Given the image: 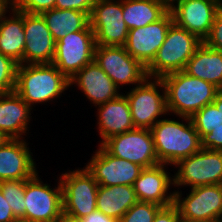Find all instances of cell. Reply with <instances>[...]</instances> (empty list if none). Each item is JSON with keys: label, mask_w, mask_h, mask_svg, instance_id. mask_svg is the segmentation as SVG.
I'll return each mask as SVG.
<instances>
[{"label": "cell", "mask_w": 222, "mask_h": 222, "mask_svg": "<svg viewBox=\"0 0 222 222\" xmlns=\"http://www.w3.org/2000/svg\"><path fill=\"white\" fill-rule=\"evenodd\" d=\"M186 123L160 119L151 129L154 148L160 164L175 165L202 149L201 138L189 117Z\"/></svg>", "instance_id": "1"}, {"label": "cell", "mask_w": 222, "mask_h": 222, "mask_svg": "<svg viewBox=\"0 0 222 222\" xmlns=\"http://www.w3.org/2000/svg\"><path fill=\"white\" fill-rule=\"evenodd\" d=\"M69 79L53 63L19 64L15 92L32 108L46 103L69 89Z\"/></svg>", "instance_id": "2"}, {"label": "cell", "mask_w": 222, "mask_h": 222, "mask_svg": "<svg viewBox=\"0 0 222 222\" xmlns=\"http://www.w3.org/2000/svg\"><path fill=\"white\" fill-rule=\"evenodd\" d=\"M166 89L167 110L178 117L191 118L204 106L213 103L218 88L184 71L161 78Z\"/></svg>", "instance_id": "3"}, {"label": "cell", "mask_w": 222, "mask_h": 222, "mask_svg": "<svg viewBox=\"0 0 222 222\" xmlns=\"http://www.w3.org/2000/svg\"><path fill=\"white\" fill-rule=\"evenodd\" d=\"M202 43L196 35L173 23L156 56L146 67L148 78L161 79L167 74L183 71L188 60Z\"/></svg>", "instance_id": "4"}, {"label": "cell", "mask_w": 222, "mask_h": 222, "mask_svg": "<svg viewBox=\"0 0 222 222\" xmlns=\"http://www.w3.org/2000/svg\"><path fill=\"white\" fill-rule=\"evenodd\" d=\"M125 96L135 128L151 129L160 120L158 117L168 113L165 85L159 78H147Z\"/></svg>", "instance_id": "5"}, {"label": "cell", "mask_w": 222, "mask_h": 222, "mask_svg": "<svg viewBox=\"0 0 222 222\" xmlns=\"http://www.w3.org/2000/svg\"><path fill=\"white\" fill-rule=\"evenodd\" d=\"M59 179L62 186L63 213L82 219L97 210L99 184L86 168L63 173Z\"/></svg>", "instance_id": "6"}, {"label": "cell", "mask_w": 222, "mask_h": 222, "mask_svg": "<svg viewBox=\"0 0 222 222\" xmlns=\"http://www.w3.org/2000/svg\"><path fill=\"white\" fill-rule=\"evenodd\" d=\"M95 35L90 24L84 29L66 34L56 42L52 63L68 79L94 60Z\"/></svg>", "instance_id": "7"}, {"label": "cell", "mask_w": 222, "mask_h": 222, "mask_svg": "<svg viewBox=\"0 0 222 222\" xmlns=\"http://www.w3.org/2000/svg\"><path fill=\"white\" fill-rule=\"evenodd\" d=\"M174 186L190 188L222 184V151L201 149L175 164Z\"/></svg>", "instance_id": "8"}, {"label": "cell", "mask_w": 222, "mask_h": 222, "mask_svg": "<svg viewBox=\"0 0 222 222\" xmlns=\"http://www.w3.org/2000/svg\"><path fill=\"white\" fill-rule=\"evenodd\" d=\"M122 12L123 0H95L89 19L96 45L124 46L126 44L129 29Z\"/></svg>", "instance_id": "9"}, {"label": "cell", "mask_w": 222, "mask_h": 222, "mask_svg": "<svg viewBox=\"0 0 222 222\" xmlns=\"http://www.w3.org/2000/svg\"><path fill=\"white\" fill-rule=\"evenodd\" d=\"M94 61L118 88L124 84L137 86L148 78L146 67L133 58L124 46L96 45Z\"/></svg>", "instance_id": "10"}, {"label": "cell", "mask_w": 222, "mask_h": 222, "mask_svg": "<svg viewBox=\"0 0 222 222\" xmlns=\"http://www.w3.org/2000/svg\"><path fill=\"white\" fill-rule=\"evenodd\" d=\"M39 179L38 172L26 179L25 187V221L57 222L63 213L62 186L50 188Z\"/></svg>", "instance_id": "11"}, {"label": "cell", "mask_w": 222, "mask_h": 222, "mask_svg": "<svg viewBox=\"0 0 222 222\" xmlns=\"http://www.w3.org/2000/svg\"><path fill=\"white\" fill-rule=\"evenodd\" d=\"M174 204L180 217L195 222H220L222 219V184L191 188L186 198L174 192Z\"/></svg>", "instance_id": "12"}, {"label": "cell", "mask_w": 222, "mask_h": 222, "mask_svg": "<svg viewBox=\"0 0 222 222\" xmlns=\"http://www.w3.org/2000/svg\"><path fill=\"white\" fill-rule=\"evenodd\" d=\"M102 146L113 156L143 168L159 165L150 129L135 128L107 139Z\"/></svg>", "instance_id": "13"}, {"label": "cell", "mask_w": 222, "mask_h": 222, "mask_svg": "<svg viewBox=\"0 0 222 222\" xmlns=\"http://www.w3.org/2000/svg\"><path fill=\"white\" fill-rule=\"evenodd\" d=\"M222 9V0H181L173 5V23L204 41L210 34L214 18Z\"/></svg>", "instance_id": "14"}, {"label": "cell", "mask_w": 222, "mask_h": 222, "mask_svg": "<svg viewBox=\"0 0 222 222\" xmlns=\"http://www.w3.org/2000/svg\"><path fill=\"white\" fill-rule=\"evenodd\" d=\"M98 147L85 168L99 186H133L144 168L111 155L102 145Z\"/></svg>", "instance_id": "15"}, {"label": "cell", "mask_w": 222, "mask_h": 222, "mask_svg": "<svg viewBox=\"0 0 222 222\" xmlns=\"http://www.w3.org/2000/svg\"><path fill=\"white\" fill-rule=\"evenodd\" d=\"M172 24L173 18L168 11L156 22L129 30L127 42L124 45L126 51L147 67L162 46Z\"/></svg>", "instance_id": "16"}, {"label": "cell", "mask_w": 222, "mask_h": 222, "mask_svg": "<svg viewBox=\"0 0 222 222\" xmlns=\"http://www.w3.org/2000/svg\"><path fill=\"white\" fill-rule=\"evenodd\" d=\"M24 32L23 64L52 63L56 41L42 15L24 12Z\"/></svg>", "instance_id": "17"}, {"label": "cell", "mask_w": 222, "mask_h": 222, "mask_svg": "<svg viewBox=\"0 0 222 222\" xmlns=\"http://www.w3.org/2000/svg\"><path fill=\"white\" fill-rule=\"evenodd\" d=\"M31 154L23 139H8L0 147V182L33 177L38 171Z\"/></svg>", "instance_id": "18"}, {"label": "cell", "mask_w": 222, "mask_h": 222, "mask_svg": "<svg viewBox=\"0 0 222 222\" xmlns=\"http://www.w3.org/2000/svg\"><path fill=\"white\" fill-rule=\"evenodd\" d=\"M166 164H159L151 168H144L133 184V189L140 202H152L162 207L174 203V192L168 194L170 185H174V178L165 171Z\"/></svg>", "instance_id": "19"}, {"label": "cell", "mask_w": 222, "mask_h": 222, "mask_svg": "<svg viewBox=\"0 0 222 222\" xmlns=\"http://www.w3.org/2000/svg\"><path fill=\"white\" fill-rule=\"evenodd\" d=\"M69 83L70 87L76 84L95 107L120 95L119 88L94 60L70 78Z\"/></svg>", "instance_id": "20"}, {"label": "cell", "mask_w": 222, "mask_h": 222, "mask_svg": "<svg viewBox=\"0 0 222 222\" xmlns=\"http://www.w3.org/2000/svg\"><path fill=\"white\" fill-rule=\"evenodd\" d=\"M96 116H98V131L102 139L100 145L114 135L135 129L125 95L120 94L117 98L99 105Z\"/></svg>", "instance_id": "21"}, {"label": "cell", "mask_w": 222, "mask_h": 222, "mask_svg": "<svg viewBox=\"0 0 222 222\" xmlns=\"http://www.w3.org/2000/svg\"><path fill=\"white\" fill-rule=\"evenodd\" d=\"M31 110L15 91L0 94V132L8 139H21L29 128Z\"/></svg>", "instance_id": "22"}, {"label": "cell", "mask_w": 222, "mask_h": 222, "mask_svg": "<svg viewBox=\"0 0 222 222\" xmlns=\"http://www.w3.org/2000/svg\"><path fill=\"white\" fill-rule=\"evenodd\" d=\"M183 71L219 88L222 84V52L203 42L188 60Z\"/></svg>", "instance_id": "23"}, {"label": "cell", "mask_w": 222, "mask_h": 222, "mask_svg": "<svg viewBox=\"0 0 222 222\" xmlns=\"http://www.w3.org/2000/svg\"><path fill=\"white\" fill-rule=\"evenodd\" d=\"M13 16L0 21V53L11 58L18 65L23 64L25 47L24 12L15 6Z\"/></svg>", "instance_id": "24"}, {"label": "cell", "mask_w": 222, "mask_h": 222, "mask_svg": "<svg viewBox=\"0 0 222 222\" xmlns=\"http://www.w3.org/2000/svg\"><path fill=\"white\" fill-rule=\"evenodd\" d=\"M137 202L133 186H99L98 188L97 210L117 220H120Z\"/></svg>", "instance_id": "25"}, {"label": "cell", "mask_w": 222, "mask_h": 222, "mask_svg": "<svg viewBox=\"0 0 222 222\" xmlns=\"http://www.w3.org/2000/svg\"><path fill=\"white\" fill-rule=\"evenodd\" d=\"M41 15L56 42L68 33L84 30L90 24L86 13L72 9L54 8Z\"/></svg>", "instance_id": "26"}, {"label": "cell", "mask_w": 222, "mask_h": 222, "mask_svg": "<svg viewBox=\"0 0 222 222\" xmlns=\"http://www.w3.org/2000/svg\"><path fill=\"white\" fill-rule=\"evenodd\" d=\"M169 9L157 0H123V19L129 30L161 19Z\"/></svg>", "instance_id": "27"}, {"label": "cell", "mask_w": 222, "mask_h": 222, "mask_svg": "<svg viewBox=\"0 0 222 222\" xmlns=\"http://www.w3.org/2000/svg\"><path fill=\"white\" fill-rule=\"evenodd\" d=\"M26 180H5L0 182V189L13 215L17 220L25 221L26 206L25 203Z\"/></svg>", "instance_id": "28"}, {"label": "cell", "mask_w": 222, "mask_h": 222, "mask_svg": "<svg viewBox=\"0 0 222 222\" xmlns=\"http://www.w3.org/2000/svg\"><path fill=\"white\" fill-rule=\"evenodd\" d=\"M190 119L200 138L222 124V114L220 109H218L214 103L204 106Z\"/></svg>", "instance_id": "29"}, {"label": "cell", "mask_w": 222, "mask_h": 222, "mask_svg": "<svg viewBox=\"0 0 222 222\" xmlns=\"http://www.w3.org/2000/svg\"><path fill=\"white\" fill-rule=\"evenodd\" d=\"M161 207L156 203L138 201L120 218L119 222H153Z\"/></svg>", "instance_id": "30"}, {"label": "cell", "mask_w": 222, "mask_h": 222, "mask_svg": "<svg viewBox=\"0 0 222 222\" xmlns=\"http://www.w3.org/2000/svg\"><path fill=\"white\" fill-rule=\"evenodd\" d=\"M17 66L11 58L0 53V94L15 91Z\"/></svg>", "instance_id": "31"}, {"label": "cell", "mask_w": 222, "mask_h": 222, "mask_svg": "<svg viewBox=\"0 0 222 222\" xmlns=\"http://www.w3.org/2000/svg\"><path fill=\"white\" fill-rule=\"evenodd\" d=\"M15 7L25 13L42 14L55 8V0H14Z\"/></svg>", "instance_id": "32"}, {"label": "cell", "mask_w": 222, "mask_h": 222, "mask_svg": "<svg viewBox=\"0 0 222 222\" xmlns=\"http://www.w3.org/2000/svg\"><path fill=\"white\" fill-rule=\"evenodd\" d=\"M203 42L208 47L222 52V9L216 14L210 34Z\"/></svg>", "instance_id": "33"}, {"label": "cell", "mask_w": 222, "mask_h": 222, "mask_svg": "<svg viewBox=\"0 0 222 222\" xmlns=\"http://www.w3.org/2000/svg\"><path fill=\"white\" fill-rule=\"evenodd\" d=\"M95 0H55V8L72 9L91 15Z\"/></svg>", "instance_id": "34"}, {"label": "cell", "mask_w": 222, "mask_h": 222, "mask_svg": "<svg viewBox=\"0 0 222 222\" xmlns=\"http://www.w3.org/2000/svg\"><path fill=\"white\" fill-rule=\"evenodd\" d=\"M203 149L222 151V124L201 138Z\"/></svg>", "instance_id": "35"}, {"label": "cell", "mask_w": 222, "mask_h": 222, "mask_svg": "<svg viewBox=\"0 0 222 222\" xmlns=\"http://www.w3.org/2000/svg\"><path fill=\"white\" fill-rule=\"evenodd\" d=\"M180 219V213L177 206L172 205L161 207L153 220V222H178Z\"/></svg>", "instance_id": "36"}, {"label": "cell", "mask_w": 222, "mask_h": 222, "mask_svg": "<svg viewBox=\"0 0 222 222\" xmlns=\"http://www.w3.org/2000/svg\"><path fill=\"white\" fill-rule=\"evenodd\" d=\"M18 220L14 217L9 203L4 198L0 189V222H17Z\"/></svg>", "instance_id": "37"}, {"label": "cell", "mask_w": 222, "mask_h": 222, "mask_svg": "<svg viewBox=\"0 0 222 222\" xmlns=\"http://www.w3.org/2000/svg\"><path fill=\"white\" fill-rule=\"evenodd\" d=\"M84 222H119V220L106 216L99 210H95L89 215L82 218Z\"/></svg>", "instance_id": "38"}, {"label": "cell", "mask_w": 222, "mask_h": 222, "mask_svg": "<svg viewBox=\"0 0 222 222\" xmlns=\"http://www.w3.org/2000/svg\"><path fill=\"white\" fill-rule=\"evenodd\" d=\"M14 6V0H0V21L6 16L8 9L12 10Z\"/></svg>", "instance_id": "39"}, {"label": "cell", "mask_w": 222, "mask_h": 222, "mask_svg": "<svg viewBox=\"0 0 222 222\" xmlns=\"http://www.w3.org/2000/svg\"><path fill=\"white\" fill-rule=\"evenodd\" d=\"M57 222H84V221L81 218H75L65 213H62L61 217Z\"/></svg>", "instance_id": "40"}, {"label": "cell", "mask_w": 222, "mask_h": 222, "mask_svg": "<svg viewBox=\"0 0 222 222\" xmlns=\"http://www.w3.org/2000/svg\"><path fill=\"white\" fill-rule=\"evenodd\" d=\"M213 103L218 109H220V112L222 114V94L221 93L217 92Z\"/></svg>", "instance_id": "41"}, {"label": "cell", "mask_w": 222, "mask_h": 222, "mask_svg": "<svg viewBox=\"0 0 222 222\" xmlns=\"http://www.w3.org/2000/svg\"><path fill=\"white\" fill-rule=\"evenodd\" d=\"M160 3H163L168 9H170L174 4L181 0H157Z\"/></svg>", "instance_id": "42"}, {"label": "cell", "mask_w": 222, "mask_h": 222, "mask_svg": "<svg viewBox=\"0 0 222 222\" xmlns=\"http://www.w3.org/2000/svg\"><path fill=\"white\" fill-rule=\"evenodd\" d=\"M8 140V138L0 132V147Z\"/></svg>", "instance_id": "43"}, {"label": "cell", "mask_w": 222, "mask_h": 222, "mask_svg": "<svg viewBox=\"0 0 222 222\" xmlns=\"http://www.w3.org/2000/svg\"><path fill=\"white\" fill-rule=\"evenodd\" d=\"M178 222H195V221H189V220H185L183 218L180 217L179 221Z\"/></svg>", "instance_id": "44"}, {"label": "cell", "mask_w": 222, "mask_h": 222, "mask_svg": "<svg viewBox=\"0 0 222 222\" xmlns=\"http://www.w3.org/2000/svg\"><path fill=\"white\" fill-rule=\"evenodd\" d=\"M218 92L222 94V84H221L220 87L218 88Z\"/></svg>", "instance_id": "45"}]
</instances>
